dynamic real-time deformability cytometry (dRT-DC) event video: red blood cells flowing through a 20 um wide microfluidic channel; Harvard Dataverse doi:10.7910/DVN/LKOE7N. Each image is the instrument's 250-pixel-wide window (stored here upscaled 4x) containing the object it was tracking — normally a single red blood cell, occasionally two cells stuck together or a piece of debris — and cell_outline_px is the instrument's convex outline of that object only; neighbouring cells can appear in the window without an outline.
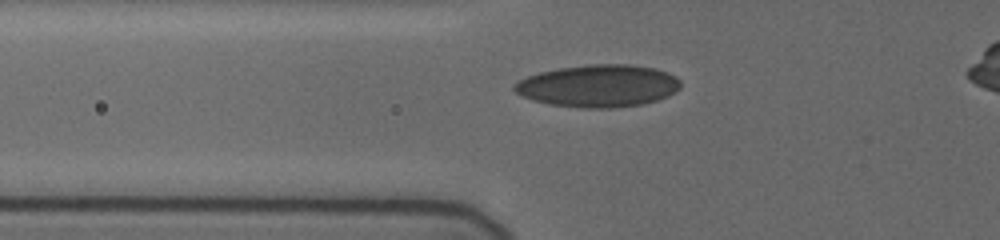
{"species": "human", "species_latin": "Homo sapiens", "temperature_condition": "cold", "stored_images_in_passage": 30, "camera_frame_rate_fps": 3000, "um_per_image_px": 0.085, "donor": {"sex": "female"}, "frame": {"image": 1, "passage_image": 3, "time_ms": 0.333, "image_size_px": [1000, 240], "cell_outline_px": [[680, 88], [668, 96], [656, 100], [640, 104], [612, 108], [580, 108], [552, 104], [532, 100], [516, 92], [512, 88], [512, 84], [528, 76], [540, 72], [560, 68], [592, 64], [628, 64], [656, 68], [680, 80]], "centroid_in_image_um": [50.84, 7.3], "position_along_channel_um": 75.0, "area_um2": 40.69}}
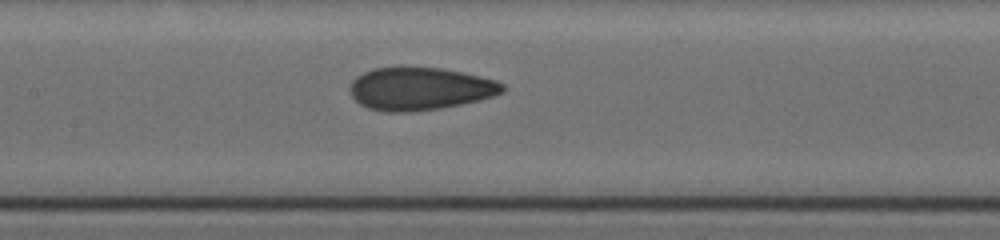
{"frame": {"image": 2, "passage_image": 19, "time_ms": 3.0, "image_size_px": [1000, 240], "cell_outline_px": [[504, 92], [492, 96], [460, 104], [440, 108], [408, 112], [388, 112], [368, 108], [360, 104], [352, 96], [352, 80], [356, 76], [364, 72], [376, 68], [400, 64], [440, 68], [480, 76], [496, 80], [504, 84]], "centroid_in_image_um": [35.67, 7.5], "position_along_channel_um": 171.7, "area_um2": 38.32}}
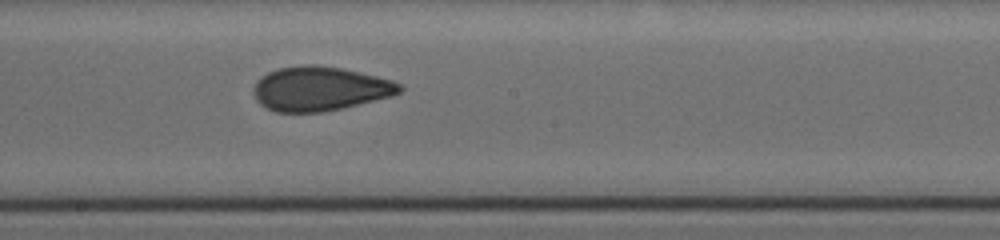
{"frame": {"image": 3, "passage_image": 26, "time_ms": 4.333, "image_size_px": [1000, 240], "cell_outline_px": [[404, 88], [400, 92], [392, 96], [340, 108], [320, 112], [276, 112], [260, 104], [256, 100], [252, 92], [252, 88], [256, 80], [260, 76], [276, 68], [300, 64], [316, 64], [340, 68], [360, 72], [392, 80], [400, 84]], "centroid_in_image_um": [27.13, 7.52], "position_along_channel_um": 221.1, "area_um2": 37.86}}